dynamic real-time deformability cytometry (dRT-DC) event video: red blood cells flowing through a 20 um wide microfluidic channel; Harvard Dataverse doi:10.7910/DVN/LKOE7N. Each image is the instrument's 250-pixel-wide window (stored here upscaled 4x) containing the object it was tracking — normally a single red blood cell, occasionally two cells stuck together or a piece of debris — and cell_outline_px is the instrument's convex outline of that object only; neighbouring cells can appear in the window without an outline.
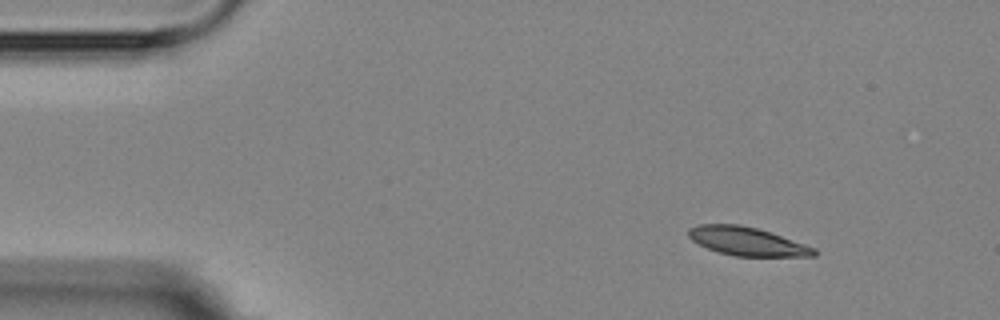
{"species": "Egyptian fruit bat (a non-hibernating species)", "species_latin": "Rousettus aegyptiacus", "temperature_condition": "room temperature", "stored_images_in_passage": 8, "camera_frame_rate_fps": 3000, "um_per_image_px": 0.085, "animal": {"sex": "female"}, "frame": {"image": 1, "passage_image": 1, "time_ms": 0.0, "image_size_px": [1000, 320], "cell_outline_px": [[816, 256], [736, 256], [720, 252], [708, 248], [692, 240], [688, 236], [688, 228], [700, 224], [740, 224], [756, 228], [816, 248]], "centroid_in_image_um": [63.48, 20.51], "position_along_channel_um": 21.5, "area_um2": 20.46}}
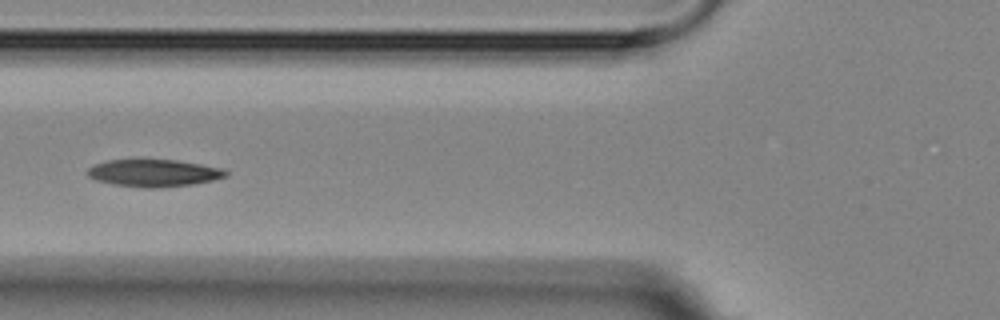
{"frame": {"image": 2, "passage_image": 5, "time_ms": 4.667, "image_size_px": [1000, 320], "cell_outline_px": [[228, 176], [212, 180], [192, 184], [156, 188], [144, 188], [112, 184], [96, 180], [88, 176], [88, 168], [96, 164], [108, 160], [140, 156], [176, 160], [224, 168], [228, 172]], "centroid_in_image_um": [13.05, 14.66], "position_along_channel_um": 112.8, "area_um2": 22.83}}
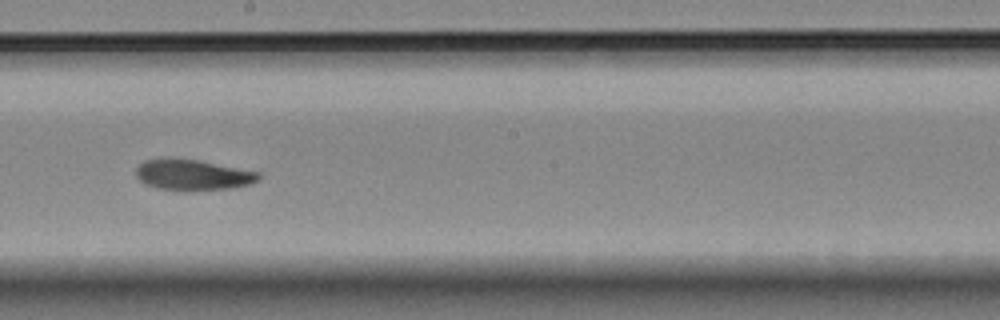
{"frame": {"image": 3, "passage_image": 8, "time_ms": 8.0, "image_size_px": [1000, 320], "cell_outline_px": [[260, 176], [256, 180], [248, 184], [232, 188], [188, 192], [184, 192], [156, 188], [144, 184], [136, 176], [136, 168], [144, 160], [164, 156], [172, 156], [196, 160], [260, 172]], "centroid_in_image_um": [16.29, 14.86], "position_along_channel_um": 231.9, "area_um2": 22.6}}